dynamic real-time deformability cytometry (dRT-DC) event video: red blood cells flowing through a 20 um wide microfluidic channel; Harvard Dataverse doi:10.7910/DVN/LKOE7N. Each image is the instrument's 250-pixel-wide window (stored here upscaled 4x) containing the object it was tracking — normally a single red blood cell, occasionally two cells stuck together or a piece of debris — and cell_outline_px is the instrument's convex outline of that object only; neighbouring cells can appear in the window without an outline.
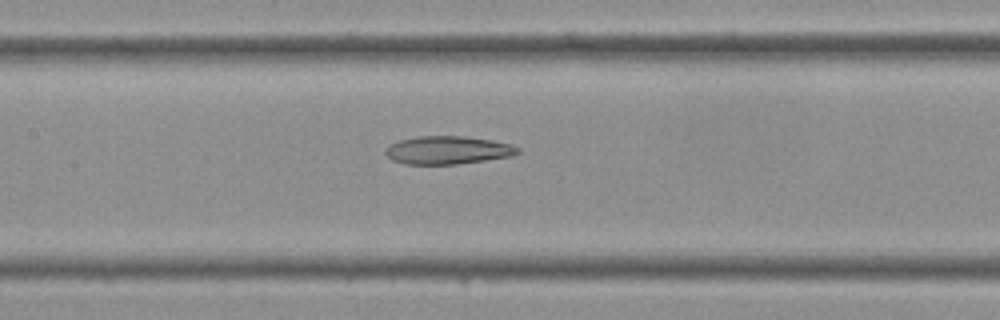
{"species": "Egyptian fruit bat (a non-hibernating species)", "species_latin": "Rousettus aegyptiacus", "temperature_condition": "cold", "stored_images_in_passage": 33, "camera_frame_rate_fps": 3000, "um_per_image_px": 0.085, "frame": {"image": 1, "passage_image": 19, "time_ms": 6.0, "image_size_px": [1000, 320], "cell_outline_px": [[520, 152], [512, 156], [456, 164], [404, 164], [392, 160], [384, 152], [384, 148], [388, 144], [400, 140], [416, 136], [464, 136], [492, 140], [512, 144], [520, 148]], "centroid_in_image_um": [38.04, 12.75], "position_along_channel_um": 169.4, "area_um2": 21.79}}
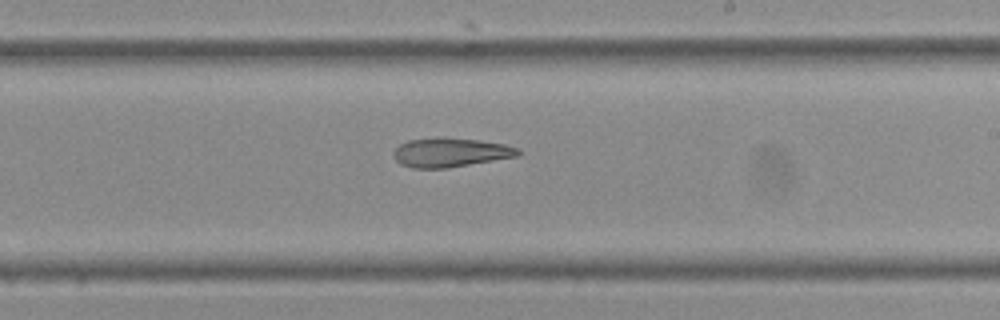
{"frame": {"image": 2, "passage_image": 24, "time_ms": 7.667, "image_size_px": [1000, 320], "cell_outline_px": [[520, 156], [448, 168], [412, 168], [400, 164], [392, 156], [392, 152], [400, 144], [408, 140], [440, 136], [480, 140], [504, 144], [520, 148]], "centroid_in_image_um": [38.28, 12.95], "position_along_channel_um": 250.7, "area_um2": 21.56}}
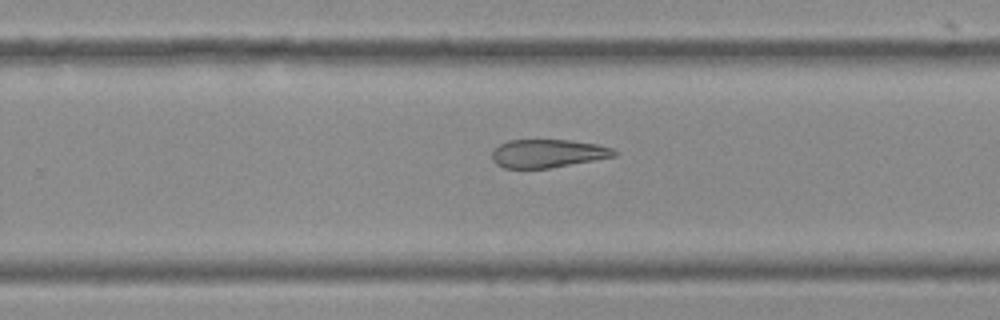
{"frame": {"image": 3, "passage_image": 26, "time_ms": 8.333, "image_size_px": [1000, 320], "cell_outline_px": [[616, 156], [548, 168], [504, 168], [496, 164], [492, 160], [492, 152], [500, 144], [508, 140], [568, 140], [596, 144], [612, 148], [616, 152]], "centroid_in_image_um": [46.53, 13.04], "position_along_channel_um": 283.3, "area_um2": 19.88}}